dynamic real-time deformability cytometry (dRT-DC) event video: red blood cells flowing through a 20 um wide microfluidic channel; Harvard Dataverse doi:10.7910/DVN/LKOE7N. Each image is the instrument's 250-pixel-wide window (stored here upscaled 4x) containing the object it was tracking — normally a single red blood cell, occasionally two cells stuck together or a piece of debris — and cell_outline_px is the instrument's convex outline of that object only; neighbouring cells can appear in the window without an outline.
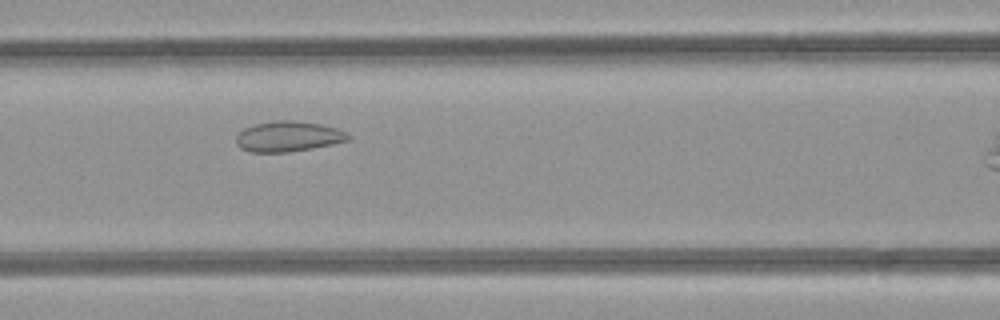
{"species": "common noctule bat (a hibernating species)", "species_latin": "Nyctalus noctula", "temperature_condition": "room temperature", "stored_images_in_passage": 27, "camera_frame_rate_fps": 3000, "um_per_image_px": 0.085, "animal": {"sex": "female", "body_mass_g": 21.9}, "frame": {"image": 1, "passage_image": 8, "time_ms": 2.333, "image_size_px": [1000, 320], "cell_outline_px": [[352, 140], [312, 148], [288, 152], [252, 152], [240, 148], [236, 144], [236, 136], [244, 128], [256, 124], [276, 120], [292, 120], [320, 124], [336, 128], [352, 136]], "centroid_in_image_um": [24.51, 11.6], "position_along_channel_um": 142.1, "area_um2": 19.83}}
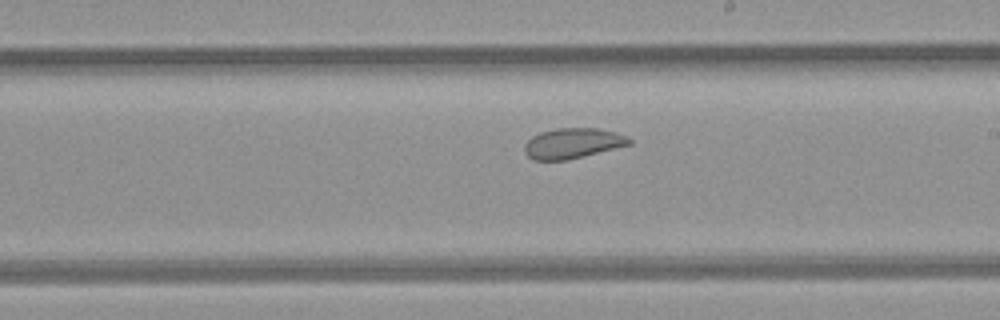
{"frame": {"image": 2, "passage_image": 15, "time_ms": 4.667, "image_size_px": [1000, 320], "cell_outline_px": [[632, 144], [568, 160], [532, 160], [524, 152], [524, 144], [532, 136], [540, 132], [556, 128], [596, 128], [616, 132], [628, 136], [632, 140]], "centroid_in_image_um": [48.68, 12.18], "position_along_channel_um": 240.3, "area_um2": 18.67}}
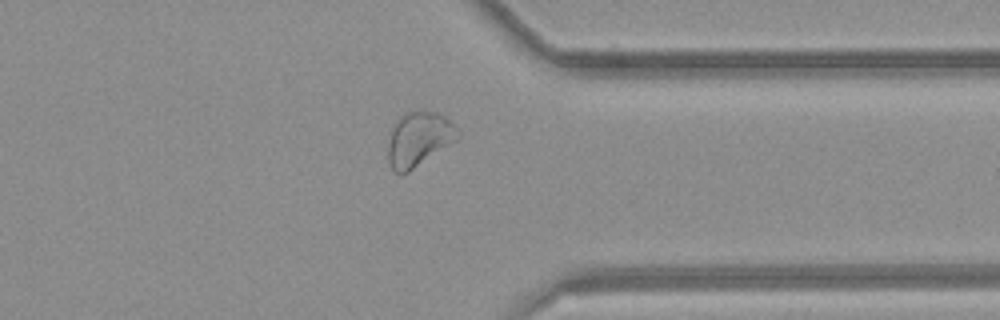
{"frame": {"image": 3, "passage_image": 25, "time_ms": 8.0, "image_size_px": [1000, 320], "cell_outline_px": [[460, 136], [456, 140], [408, 172], [396, 172], [392, 168], [388, 160], [388, 144], [392, 124], [400, 116], [408, 112], [436, 112], [444, 116], [456, 128]], "centroid_in_image_um": [35.57, 11.81], "position_along_channel_um": 375.8, "area_um2": 21.62}}